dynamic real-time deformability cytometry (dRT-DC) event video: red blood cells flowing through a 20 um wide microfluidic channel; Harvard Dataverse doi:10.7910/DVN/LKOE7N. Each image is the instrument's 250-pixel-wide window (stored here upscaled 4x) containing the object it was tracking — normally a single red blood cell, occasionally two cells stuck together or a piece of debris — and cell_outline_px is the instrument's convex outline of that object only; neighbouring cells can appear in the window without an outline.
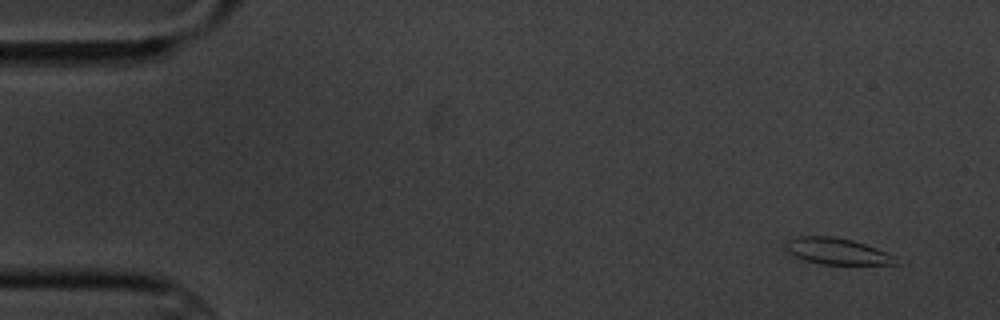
{"species": "common noctule bat (a hibernating species)", "species_latin": "Nyctalus noctula", "temperature_condition": "cold", "stored_images_in_passage": 6, "camera_frame_rate_fps": 3000, "um_per_image_px": 0.085, "animal": {"sex": "male", "body_mass_g": 20.1, "forearm_length_mm": 53.5}, "frame": {"image": 1, "passage_image": 1, "time_ms": 0.0, "image_size_px": [1000, 320], "cell_outline_px": [[900, 264], [820, 264], [804, 260], [788, 252], [788, 240], [796, 236], [832, 236], [852, 240], [876, 248], [896, 256]], "centroid_in_image_um": [71.19, 21.36], "position_along_channel_um": 13.8, "area_um2": 16.7}}
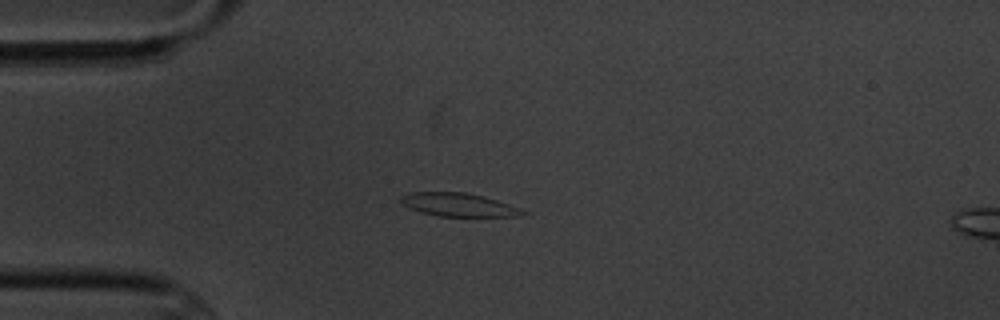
{"frame": {"image": 2, "passage_image": 4, "time_ms": 3.667, "image_size_px": [1000, 320], "cell_outline_px": [[528, 212], [520, 216], [440, 216], [420, 212], [408, 208], [400, 204], [400, 196], [412, 192], [468, 192], [484, 196], [520, 208]], "centroid_in_image_um": [38.94, 17.4], "position_along_channel_um": 46.1, "area_um2": 16.65}}
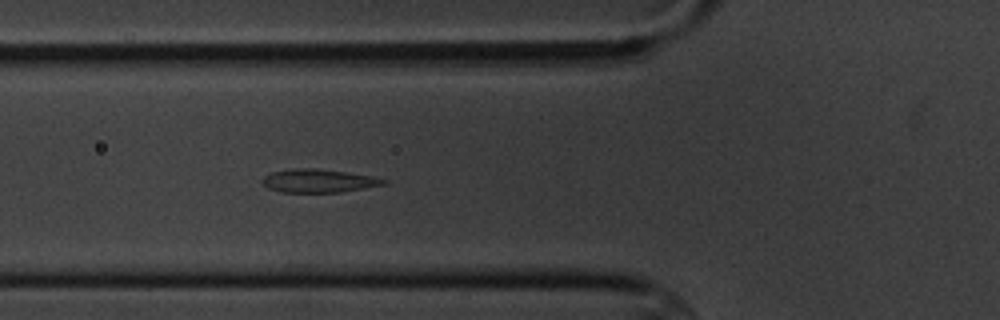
{"frame": {"image": 3, "passage_image": 6, "time_ms": 5.667, "image_size_px": [1000, 320], "cell_outline_px": [[388, 184], [340, 192], [280, 192], [268, 188], [260, 184], [260, 180], [264, 176], [272, 172], [292, 168], [316, 168], [372, 176], [388, 180]], "centroid_in_image_um": [27.03, 15.37], "position_along_channel_um": 98.8, "area_um2": 16.59}}